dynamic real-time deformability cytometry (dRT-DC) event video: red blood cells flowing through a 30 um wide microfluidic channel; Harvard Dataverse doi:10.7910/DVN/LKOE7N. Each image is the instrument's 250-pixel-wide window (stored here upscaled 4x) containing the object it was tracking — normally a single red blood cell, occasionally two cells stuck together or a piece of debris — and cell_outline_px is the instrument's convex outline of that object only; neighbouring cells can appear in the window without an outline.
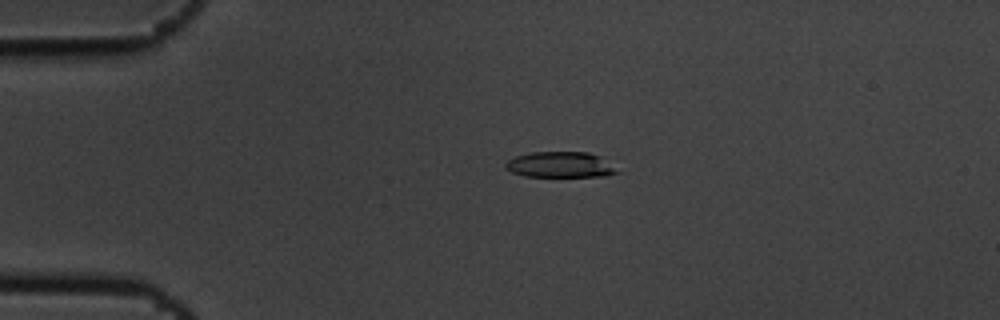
{"species": "common noctule bat (a hibernating species)", "species_latin": "Nyctalus noctula", "temperature_condition": "cold", "stored_images_in_passage": 5, "camera_frame_rate_fps": 3000, "um_per_image_px": 0.085, "animal": {"sex": "male", "body_mass_g": 19.5, "forearm_length_mm": 54.6}, "frame": {"image": 1, "passage_image": 3, "time_ms": 0.667, "image_size_px": [1000, 320], "cell_outline_px": [[624, 172], [604, 176], [524, 176], [512, 172], [504, 168], [504, 164], [508, 160], [516, 156], [532, 152], [588, 152], [600, 156]], "centroid_in_image_um": [47.67, 14.0], "position_along_channel_um": 37.3, "area_um2": 16.88}}